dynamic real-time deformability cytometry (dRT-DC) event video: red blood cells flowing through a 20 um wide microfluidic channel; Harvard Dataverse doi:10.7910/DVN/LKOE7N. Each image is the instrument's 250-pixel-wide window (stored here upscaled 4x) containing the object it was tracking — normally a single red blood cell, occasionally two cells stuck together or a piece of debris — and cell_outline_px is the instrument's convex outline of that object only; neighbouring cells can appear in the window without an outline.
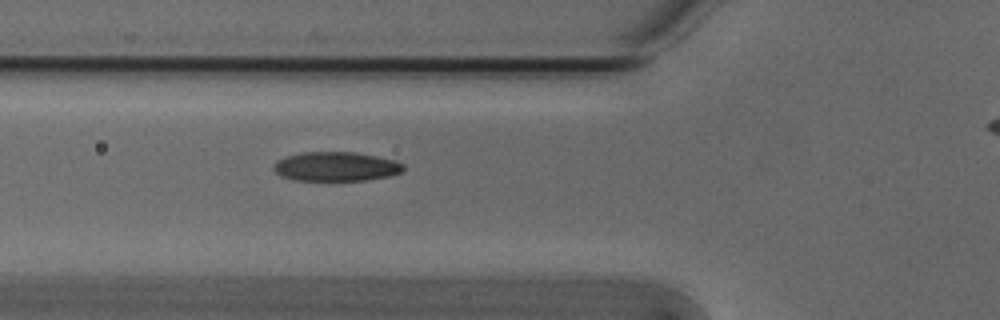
{"species": "Egyptian fruit bat (a non-hibernating species)", "species_latin": "Rousettus aegyptiacus", "temperature_condition": "cold", "stored_images_in_passage": 10, "camera_frame_rate_fps": 3000, "um_per_image_px": 0.085, "animal": {"sex": "male"}, "frame": {"image": 1, "passage_image": 3, "time_ms": 0.667, "image_size_px": [1000, 320], "cell_outline_px": [[404, 168], [400, 172], [388, 176], [364, 180], [296, 180], [280, 176], [272, 168], [272, 164], [276, 160], [288, 156], [304, 152], [356, 152], [396, 160], [404, 164]], "centroid_in_image_um": [28.53, 14.15], "position_along_channel_um": 97.3, "area_um2": 22.08}}